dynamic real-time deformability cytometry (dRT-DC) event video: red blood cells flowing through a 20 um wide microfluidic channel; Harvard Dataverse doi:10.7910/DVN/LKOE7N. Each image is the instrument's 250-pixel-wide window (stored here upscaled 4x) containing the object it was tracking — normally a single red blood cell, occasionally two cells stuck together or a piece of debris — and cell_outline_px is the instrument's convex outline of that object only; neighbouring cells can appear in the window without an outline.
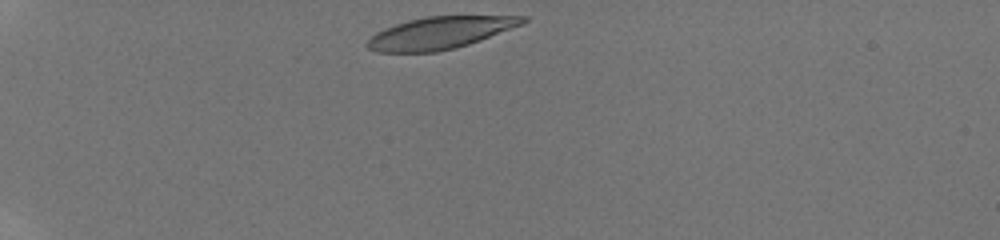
{"species": "human", "species_latin": "Homo sapiens", "temperature_condition": "room temperature", "stored_images_in_passage": 14, "camera_frame_rate_fps": 3000, "um_per_image_px": 0.085, "donor": {"sex": "male"}, "frame": {"image": 1, "passage_image": 1, "time_ms": 0.0, "image_size_px": [1000, 240], "cell_outline_px": [[528, 20], [524, 24], [480, 40], [456, 48], [436, 52], [376, 52], [368, 48], [364, 44], [376, 32], [384, 28], [408, 20], [428, 16], [528, 16]], "centroid_in_image_um": [37.4, 2.79], "position_along_channel_um": 47.6, "area_um2": 29.07}}
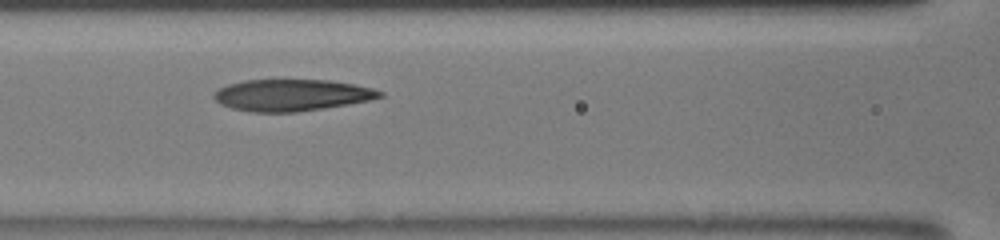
{"frame": {"image": 2, "passage_image": 9, "time_ms": 3.667, "image_size_px": [1000, 240], "cell_outline_px": [[384, 96], [368, 100], [348, 104], [324, 108], [296, 112], [248, 112], [232, 108], [220, 104], [212, 96], [212, 92], [228, 84], [244, 80], [332, 80], [372, 88], [384, 92]], "centroid_in_image_um": [24.76, 8.08], "position_along_channel_um": 141.8, "area_um2": 30.63}}
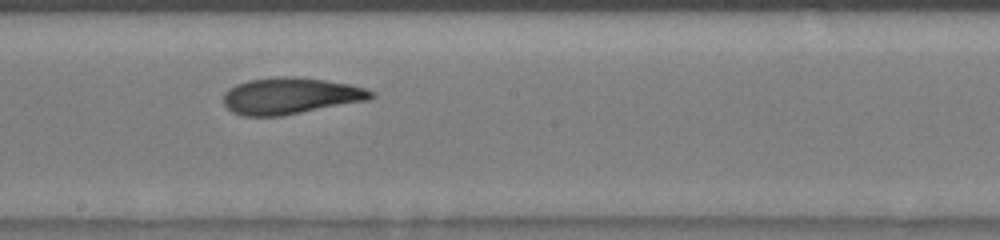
{"frame": {"image": 3, "passage_image": 13, "time_ms": 5.667, "image_size_px": [1000, 240], "cell_outline_px": [[376, 96], [368, 100], [284, 116], [244, 116], [232, 112], [224, 104], [224, 92], [228, 88], [236, 84], [248, 80], [276, 76], [300, 76], [352, 84], [376, 92]], "centroid_in_image_um": [24.71, 8.14], "position_along_channel_um": 223.5, "area_um2": 31.91}}